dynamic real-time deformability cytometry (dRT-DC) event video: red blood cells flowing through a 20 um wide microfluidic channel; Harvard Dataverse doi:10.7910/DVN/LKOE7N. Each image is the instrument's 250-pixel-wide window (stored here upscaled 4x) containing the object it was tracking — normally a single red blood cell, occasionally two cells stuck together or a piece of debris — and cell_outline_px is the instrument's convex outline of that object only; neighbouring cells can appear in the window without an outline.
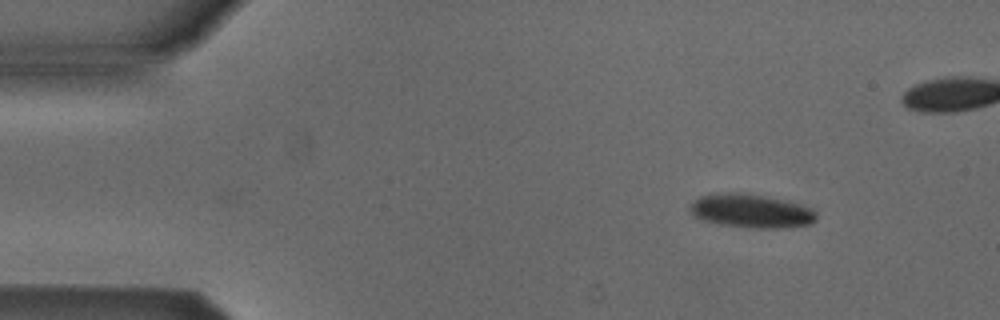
{"species": "Egyptian fruit bat (a non-hibernating species)", "species_latin": "Rousettus aegyptiacus", "temperature_condition": "cold", "stored_images_in_passage": 39, "camera_frame_rate_fps": 3000, "um_per_image_px": 0.085, "animal": {"sex": "male"}, "frame": {"image": 1, "passage_image": 1, "time_ms": 0.0, "image_size_px": [1000, 320], "cell_outline_px": [[816, 220], [812, 224], [776, 228], [748, 228], [720, 224], [704, 220], [696, 216], [688, 208], [692, 200], [708, 192], [752, 192], [788, 200], [812, 208], [816, 212]], "centroid_in_image_um": [63.84, 17.89], "position_along_channel_um": 21.2, "area_um2": 25.55}}
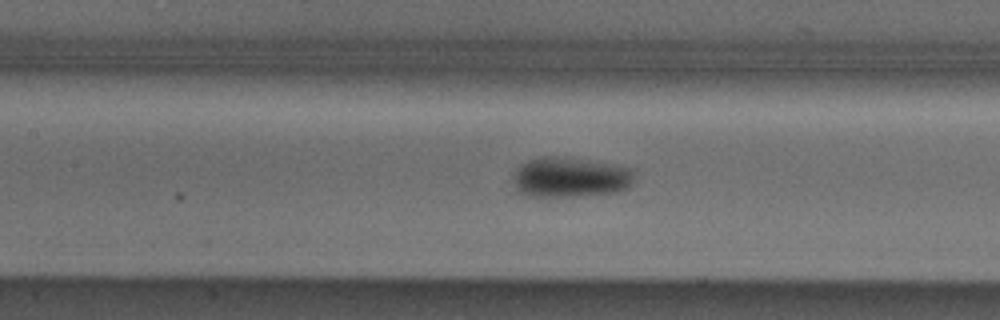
{"frame": {"image": 2, "passage_image": 18, "time_ms": 5.667, "image_size_px": [1000, 320], "cell_outline_px": [[632, 184], [628, 188], [616, 192], [572, 196], [528, 196], [520, 192], [516, 188], [512, 180], [512, 172], [520, 164], [528, 160], [544, 156], [552, 156], [608, 164], [632, 168]], "centroid_in_image_um": [48.39, 15.08], "position_along_channel_um": 159.0, "area_um2": 27.98}}
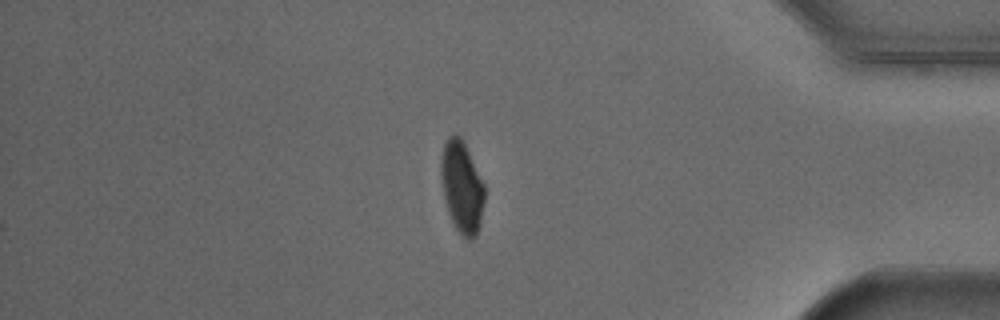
{"frame": {"image": 3, "passage_image": 39, "time_ms": 12.667, "image_size_px": [1000, 320], "cell_outline_px": [[484, 200], [480, 224], [476, 236], [472, 240], [468, 240], [456, 228], [448, 212], [444, 200], [440, 172], [440, 164], [444, 144], [448, 136], [456, 132], [460, 136], [484, 184]], "centroid_in_image_um": [39.24, 15.89], "position_along_channel_um": 396.0, "area_um2": 23.06}, "authors_computed_cell_mechanics": {"area_um2": 26.01, "velocity_mm_per_s": 3.8714, "shape_relaxation_time_tau1_ms": 4.3392, "shape_relaxation_time_tau2_ms": null, "deformation_change_tau1": 0.1071, "deformation_change_tau2": null}}